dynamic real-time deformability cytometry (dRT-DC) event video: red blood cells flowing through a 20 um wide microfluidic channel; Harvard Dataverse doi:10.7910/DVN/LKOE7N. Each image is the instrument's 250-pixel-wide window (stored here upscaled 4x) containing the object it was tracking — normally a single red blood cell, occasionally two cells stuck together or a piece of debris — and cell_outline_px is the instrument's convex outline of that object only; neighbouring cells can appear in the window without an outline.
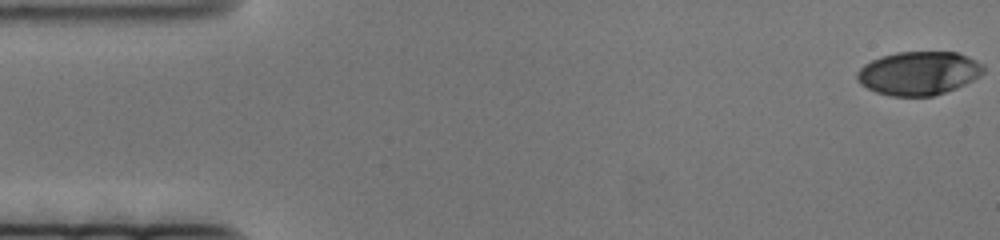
{"species": "human", "species_latin": "Homo sapiens", "temperature_condition": "cold", "stored_images_in_passage": 73, "camera_frame_rate_fps": 3000, "um_per_image_px": 0.085, "donor": {"sex": "female"}, "frame": {"image": 1, "passage_image": 1, "time_ms": 0.0, "image_size_px": [1000, 240], "cell_outline_px": [[984, 72], [980, 76], [956, 88], [932, 96], [892, 96], [876, 92], [860, 84], [856, 80], [856, 72], [864, 64], [880, 56], [896, 52], [956, 52], [968, 56], [984, 64]], "centroid_in_image_um": [78.07, 6.21], "position_along_channel_um": 6.9, "area_um2": 32.19}}
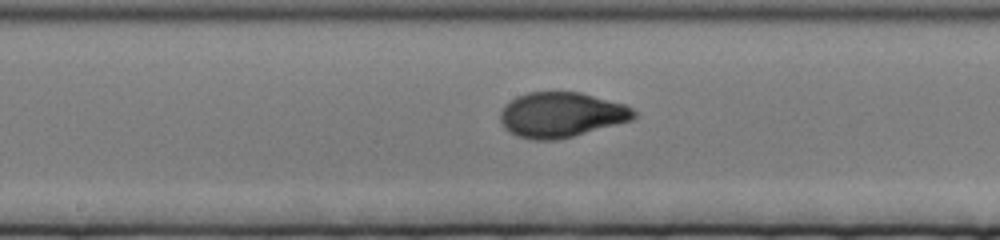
{"frame": {"image": 2, "passage_image": 40, "time_ms": 13.0, "image_size_px": [1000, 240], "cell_outline_px": [[636, 116], [632, 120], [572, 136], [556, 140], [532, 140], [516, 136], [508, 132], [504, 128], [500, 120], [500, 112], [504, 104], [516, 96], [528, 92], [580, 92], [624, 104], [632, 108], [636, 112]], "centroid_in_image_um": [47.66, 9.76], "position_along_channel_um": 200.5, "area_um2": 35.2}}
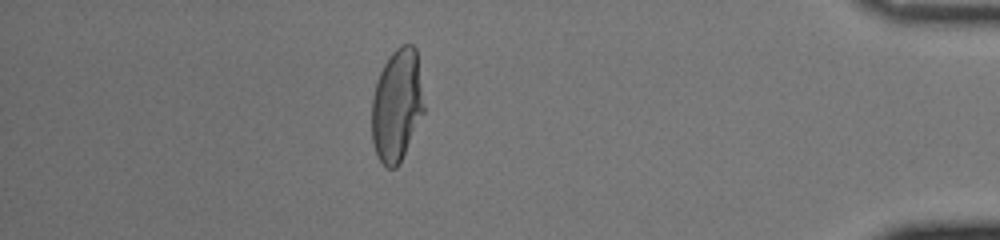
{"frame": {"image": 3, "passage_image": 70, "time_ms": 23.0, "image_size_px": [1000, 240], "cell_outline_px": [[424, 112], [396, 168], [388, 168], [380, 160], [376, 152], [372, 140], [372, 96], [376, 80], [384, 64], [392, 52], [400, 44], [412, 44], [416, 48], [424, 108]], "centroid_in_image_um": [33.72, 8.9], "position_along_channel_um": 401.5, "area_um2": 33.76}}